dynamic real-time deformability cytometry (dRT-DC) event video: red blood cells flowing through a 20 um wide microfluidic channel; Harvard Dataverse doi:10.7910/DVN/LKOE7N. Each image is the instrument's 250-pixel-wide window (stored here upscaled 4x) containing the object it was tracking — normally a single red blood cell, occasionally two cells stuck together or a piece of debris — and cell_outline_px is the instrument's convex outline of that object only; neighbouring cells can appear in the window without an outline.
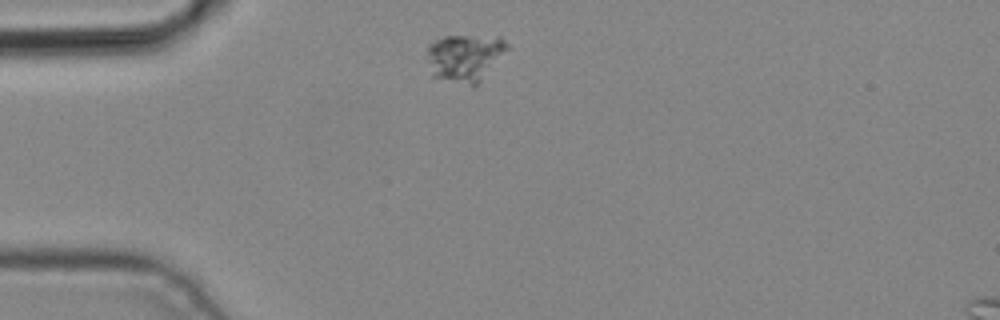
{"species": "common noctule bat (a hibernating species)", "species_latin": "Nyctalus noctula", "temperature_condition": "cold", "stored_images_in_passage": 2, "camera_frame_rate_fps": 3000, "um_per_image_px": 0.085, "animal": {"sex": "male", "body_mass_g": 19.2, "forearm_length_mm": 51.8}, "frame": {"image": 1, "passage_image": 1, "time_ms": 0.0, "image_size_px": [1000, 320], "cell_outline_px": [[512, 48], [476, 88], [472, 88], [432, 76], [424, 60], [428, 44], [436, 36], [500, 36]], "centroid_in_image_um": [39.52, 4.92], "position_along_channel_um": 45.5, "area_um2": 23.76}}